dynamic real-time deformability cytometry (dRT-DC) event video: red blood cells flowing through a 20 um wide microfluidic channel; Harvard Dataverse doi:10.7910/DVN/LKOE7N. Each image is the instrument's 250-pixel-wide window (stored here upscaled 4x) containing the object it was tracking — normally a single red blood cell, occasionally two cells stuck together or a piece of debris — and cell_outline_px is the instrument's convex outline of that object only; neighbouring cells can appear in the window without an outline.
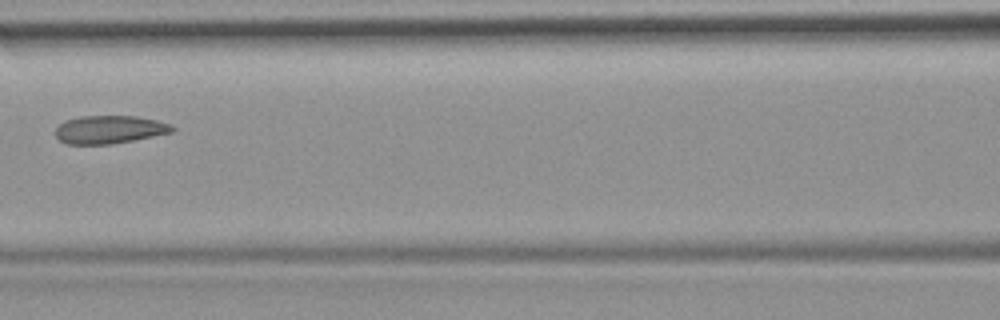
{"species": "common noctule bat (a hibernating species)", "species_latin": "Nyctalus noctula", "temperature_condition": "room temperature", "stored_images_in_passage": 5, "camera_frame_rate_fps": 3000, "um_per_image_px": 0.085, "animal": {"sex": "female", "body_mass_g": 19.9}, "frame": {"image": 1, "passage_image": 4, "time_ms": 3.667, "image_size_px": [1000, 320], "cell_outline_px": [[176, 128], [172, 132], [112, 144], [64, 144], [56, 136], [56, 128], [64, 120], [80, 116], [136, 116], [156, 120], [172, 124]], "centroid_in_image_um": [9.29, 11.0], "position_along_channel_um": 157.3, "area_um2": 19.07}}